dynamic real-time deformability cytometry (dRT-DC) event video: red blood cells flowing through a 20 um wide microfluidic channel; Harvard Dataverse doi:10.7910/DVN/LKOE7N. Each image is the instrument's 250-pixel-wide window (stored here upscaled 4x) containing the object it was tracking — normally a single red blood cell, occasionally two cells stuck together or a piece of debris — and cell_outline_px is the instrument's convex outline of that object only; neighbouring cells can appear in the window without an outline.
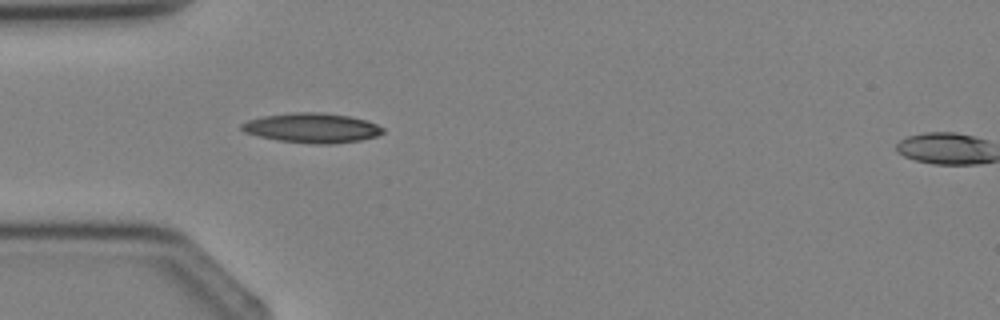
{"species": "Egyptian fruit bat (a non-hibernating species)", "species_latin": "Rousettus aegyptiacus", "temperature_condition": "cold", "stored_images_in_passage": 2, "segment_of_instrument_passage": [1, 2], "camera_frame_rate_fps": 3000, "um_per_image_px": 0.085, "animal": {"sex": "female"}, "frame": {"image": 1, "passage_image": 1, "time_ms": 0.0, "image_size_px": [1000, 320], "cell_outline_px": [[384, 132], [376, 136], [360, 140], [332, 144], [312, 144], [276, 140], [244, 132], [240, 128], [240, 124], [248, 120], [264, 116], [296, 112], [324, 112], [348, 116], [368, 120], [384, 128]], "centroid_in_image_um": [26.53, 10.87], "position_along_channel_um": 58.5, "area_um2": 24.51}}